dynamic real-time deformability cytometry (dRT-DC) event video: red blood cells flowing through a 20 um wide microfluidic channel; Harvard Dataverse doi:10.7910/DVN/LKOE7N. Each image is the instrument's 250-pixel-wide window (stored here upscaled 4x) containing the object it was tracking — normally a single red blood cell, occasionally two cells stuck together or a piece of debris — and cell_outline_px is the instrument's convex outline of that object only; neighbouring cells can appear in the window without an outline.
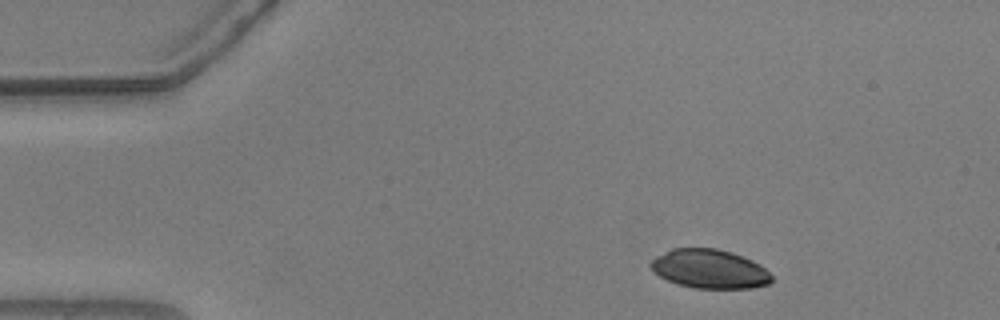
{"species": "common noctule bat (a hibernating species)", "species_latin": "Nyctalus noctula", "temperature_condition": "warm", "stored_images_in_passage": 30, "camera_frame_rate_fps": 3000, "um_per_image_px": 0.085, "animal": {"sex": "male", "body_mass_g": 20.5, "forearm_length_mm": 52.5}, "frame": {"image": 1, "passage_image": 1, "time_ms": 0.0, "image_size_px": [1000, 320], "cell_outline_px": [[772, 280], [768, 284], [752, 288], [692, 288], [676, 284], [660, 276], [648, 264], [656, 256], [672, 248], [716, 248], [732, 252], [752, 260], [760, 264], [772, 276]], "centroid_in_image_um": [60.31, 22.86], "position_along_channel_um": 24.7, "area_um2": 27.46}}
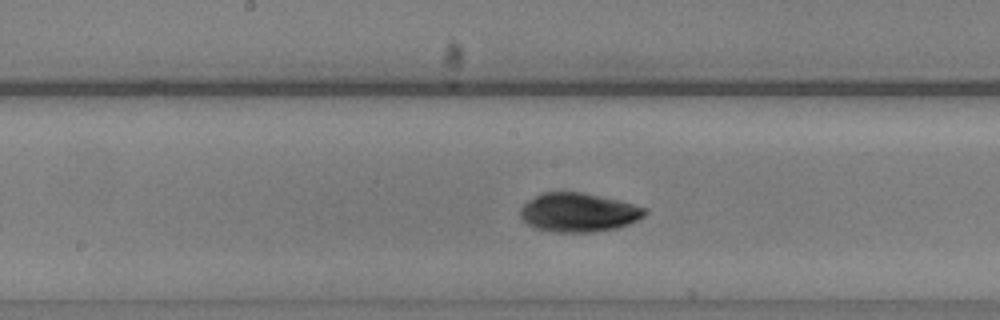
{"frame": {"image": 2, "passage_image": 21, "time_ms": 6.667, "image_size_px": [1000, 320], "cell_outline_px": [[648, 212], [644, 216], [628, 224], [616, 228], [596, 232], [548, 232], [532, 228], [520, 216], [520, 208], [528, 200], [544, 192], [584, 192], [620, 200], [648, 208]], "centroid_in_image_um": [49.18, 18.06], "position_along_channel_um": 199.0, "area_um2": 28.55}}
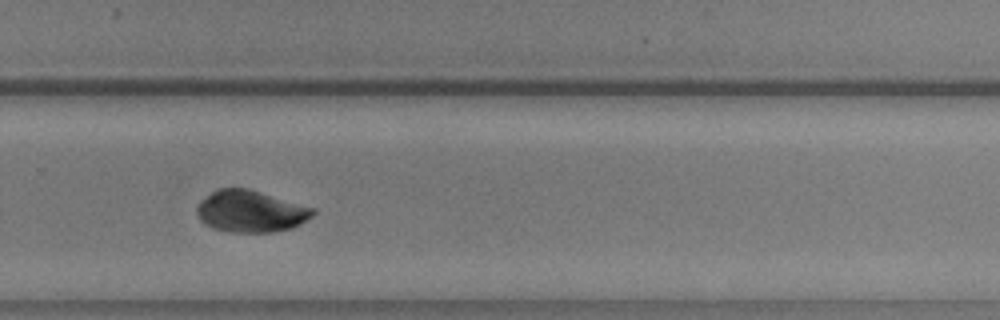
{"frame": {"image": 3, "passage_image": 30, "time_ms": 9.667, "image_size_px": [1000, 320], "cell_outline_px": [[316, 212], [312, 216], [300, 224], [292, 228], [276, 232], [228, 232], [212, 228], [204, 224], [200, 220], [196, 212], [196, 208], [200, 200], [216, 188], [248, 188], [316, 208]], "centroid_in_image_um": [21.29, 17.96], "position_along_channel_um": 308.5, "area_um2": 28.61}}